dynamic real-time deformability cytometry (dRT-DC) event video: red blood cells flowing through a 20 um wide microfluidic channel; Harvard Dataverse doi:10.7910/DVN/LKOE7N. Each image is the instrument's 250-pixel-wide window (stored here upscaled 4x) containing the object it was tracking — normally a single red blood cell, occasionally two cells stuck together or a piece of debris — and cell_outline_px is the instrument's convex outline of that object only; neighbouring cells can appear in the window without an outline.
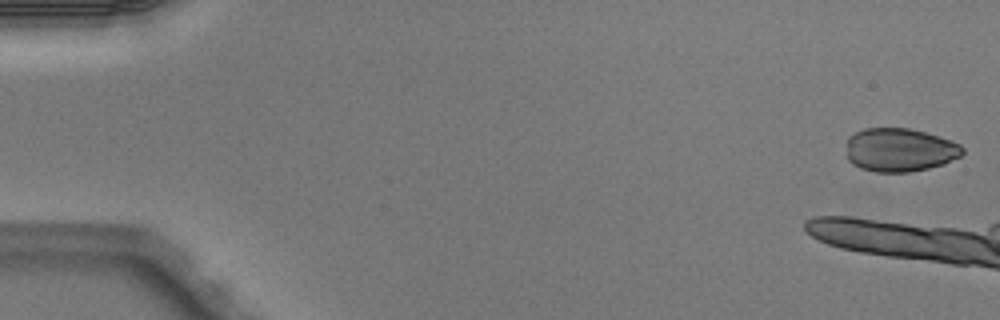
{"species": "Egyptian fruit bat (a non-hibernating species)", "species_latin": "Rousettus aegyptiacus", "temperature_condition": "warm", "stored_images_in_passage": 3, "camera_frame_rate_fps": 3000, "um_per_image_px": 0.085, "animal": {"sex": "male"}, "frame": {"image": 1, "passage_image": 1, "time_ms": 0.0, "image_size_px": [1000, 320], "cell_outline_px": [[964, 152], [960, 156], [944, 164], [928, 168], [908, 172], [876, 172], [860, 168], [852, 164], [848, 160], [848, 136], [864, 128], [908, 128], [924, 132], [960, 144], [964, 148]], "centroid_in_image_um": [76.47, 12.75], "position_along_channel_um": 8.5, "area_um2": 29.3}}